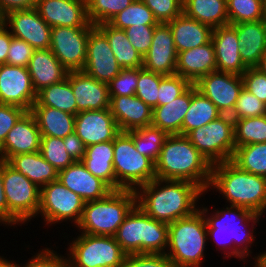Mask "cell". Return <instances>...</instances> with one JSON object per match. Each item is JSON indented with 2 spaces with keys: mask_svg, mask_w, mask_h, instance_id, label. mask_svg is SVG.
I'll return each instance as SVG.
<instances>
[{
  "mask_svg": "<svg viewBox=\"0 0 266 267\" xmlns=\"http://www.w3.org/2000/svg\"><path fill=\"white\" fill-rule=\"evenodd\" d=\"M199 210L206 221L208 241L211 239V242L213 241L218 246L216 251L220 248L218 251L221 252V256L223 254V263L224 259L228 258L229 260L232 257L243 261V264L256 259L251 248L257 239L254 231L263 222L261 220L263 216L241 207L226 204L224 208H213L210 212L208 206L205 207L204 203H200ZM246 258L250 260L246 261Z\"/></svg>",
  "mask_w": 266,
  "mask_h": 267,
  "instance_id": "obj_1",
  "label": "cell"
},
{
  "mask_svg": "<svg viewBox=\"0 0 266 267\" xmlns=\"http://www.w3.org/2000/svg\"><path fill=\"white\" fill-rule=\"evenodd\" d=\"M136 204L151 218L170 224L199 209L208 191L183 180L153 179L136 190ZM204 195V196H203Z\"/></svg>",
  "mask_w": 266,
  "mask_h": 267,
  "instance_id": "obj_2",
  "label": "cell"
},
{
  "mask_svg": "<svg viewBox=\"0 0 266 267\" xmlns=\"http://www.w3.org/2000/svg\"><path fill=\"white\" fill-rule=\"evenodd\" d=\"M211 173L212 165L186 135H169L155 162L157 179L188 181L204 192L210 185Z\"/></svg>",
  "mask_w": 266,
  "mask_h": 267,
  "instance_id": "obj_3",
  "label": "cell"
},
{
  "mask_svg": "<svg viewBox=\"0 0 266 267\" xmlns=\"http://www.w3.org/2000/svg\"><path fill=\"white\" fill-rule=\"evenodd\" d=\"M214 190L219 193V197L225 198L227 205L241 207L266 217L265 177L243 171L231 161H225L212 165L207 191Z\"/></svg>",
  "mask_w": 266,
  "mask_h": 267,
  "instance_id": "obj_4",
  "label": "cell"
},
{
  "mask_svg": "<svg viewBox=\"0 0 266 267\" xmlns=\"http://www.w3.org/2000/svg\"><path fill=\"white\" fill-rule=\"evenodd\" d=\"M206 221L198 209L192 215L168 224L165 255L172 267H202L208 244Z\"/></svg>",
  "mask_w": 266,
  "mask_h": 267,
  "instance_id": "obj_5",
  "label": "cell"
},
{
  "mask_svg": "<svg viewBox=\"0 0 266 267\" xmlns=\"http://www.w3.org/2000/svg\"><path fill=\"white\" fill-rule=\"evenodd\" d=\"M114 237L126 255L165 254L168 246V224L149 217L136 204Z\"/></svg>",
  "mask_w": 266,
  "mask_h": 267,
  "instance_id": "obj_6",
  "label": "cell"
},
{
  "mask_svg": "<svg viewBox=\"0 0 266 267\" xmlns=\"http://www.w3.org/2000/svg\"><path fill=\"white\" fill-rule=\"evenodd\" d=\"M136 205V192L112 190L105 198L85 202L77 232L114 236L127 214Z\"/></svg>",
  "mask_w": 266,
  "mask_h": 267,
  "instance_id": "obj_7",
  "label": "cell"
},
{
  "mask_svg": "<svg viewBox=\"0 0 266 267\" xmlns=\"http://www.w3.org/2000/svg\"><path fill=\"white\" fill-rule=\"evenodd\" d=\"M115 190H136L156 178L155 163L140 154L132 139V130L121 131L113 140Z\"/></svg>",
  "mask_w": 266,
  "mask_h": 267,
  "instance_id": "obj_8",
  "label": "cell"
},
{
  "mask_svg": "<svg viewBox=\"0 0 266 267\" xmlns=\"http://www.w3.org/2000/svg\"><path fill=\"white\" fill-rule=\"evenodd\" d=\"M76 235L68 241L64 254L69 267H121L126 254L114 236Z\"/></svg>",
  "mask_w": 266,
  "mask_h": 267,
  "instance_id": "obj_9",
  "label": "cell"
},
{
  "mask_svg": "<svg viewBox=\"0 0 266 267\" xmlns=\"http://www.w3.org/2000/svg\"><path fill=\"white\" fill-rule=\"evenodd\" d=\"M192 145L211 165L230 161L235 150L234 120L230 115L218 119L186 135Z\"/></svg>",
  "mask_w": 266,
  "mask_h": 267,
  "instance_id": "obj_10",
  "label": "cell"
},
{
  "mask_svg": "<svg viewBox=\"0 0 266 267\" xmlns=\"http://www.w3.org/2000/svg\"><path fill=\"white\" fill-rule=\"evenodd\" d=\"M85 201L81 196L68 190L59 180L40 188V205L37 217L47 227L70 222L77 226L84 209Z\"/></svg>",
  "mask_w": 266,
  "mask_h": 267,
  "instance_id": "obj_11",
  "label": "cell"
},
{
  "mask_svg": "<svg viewBox=\"0 0 266 267\" xmlns=\"http://www.w3.org/2000/svg\"><path fill=\"white\" fill-rule=\"evenodd\" d=\"M3 188L8 210L23 224L37 218L40 188L7 162L3 164ZM26 222V223H25Z\"/></svg>",
  "mask_w": 266,
  "mask_h": 267,
  "instance_id": "obj_12",
  "label": "cell"
},
{
  "mask_svg": "<svg viewBox=\"0 0 266 267\" xmlns=\"http://www.w3.org/2000/svg\"><path fill=\"white\" fill-rule=\"evenodd\" d=\"M94 27H52L49 49L69 71H82L87 55V40Z\"/></svg>",
  "mask_w": 266,
  "mask_h": 267,
  "instance_id": "obj_13",
  "label": "cell"
},
{
  "mask_svg": "<svg viewBox=\"0 0 266 267\" xmlns=\"http://www.w3.org/2000/svg\"><path fill=\"white\" fill-rule=\"evenodd\" d=\"M195 86L222 115H230L243 88V79L241 75L216 70L201 77Z\"/></svg>",
  "mask_w": 266,
  "mask_h": 267,
  "instance_id": "obj_14",
  "label": "cell"
},
{
  "mask_svg": "<svg viewBox=\"0 0 266 267\" xmlns=\"http://www.w3.org/2000/svg\"><path fill=\"white\" fill-rule=\"evenodd\" d=\"M2 23L13 37L24 40L35 50L49 49L51 27L35 8L11 11L2 17Z\"/></svg>",
  "mask_w": 266,
  "mask_h": 267,
  "instance_id": "obj_15",
  "label": "cell"
},
{
  "mask_svg": "<svg viewBox=\"0 0 266 267\" xmlns=\"http://www.w3.org/2000/svg\"><path fill=\"white\" fill-rule=\"evenodd\" d=\"M122 70L107 37L95 26L87 40V55L83 72L104 83L112 81Z\"/></svg>",
  "mask_w": 266,
  "mask_h": 267,
  "instance_id": "obj_16",
  "label": "cell"
},
{
  "mask_svg": "<svg viewBox=\"0 0 266 267\" xmlns=\"http://www.w3.org/2000/svg\"><path fill=\"white\" fill-rule=\"evenodd\" d=\"M36 97L27 67L0 65V103L30 111Z\"/></svg>",
  "mask_w": 266,
  "mask_h": 267,
  "instance_id": "obj_17",
  "label": "cell"
},
{
  "mask_svg": "<svg viewBox=\"0 0 266 267\" xmlns=\"http://www.w3.org/2000/svg\"><path fill=\"white\" fill-rule=\"evenodd\" d=\"M35 9L52 27H95L87 15L86 0H36Z\"/></svg>",
  "mask_w": 266,
  "mask_h": 267,
  "instance_id": "obj_18",
  "label": "cell"
},
{
  "mask_svg": "<svg viewBox=\"0 0 266 267\" xmlns=\"http://www.w3.org/2000/svg\"><path fill=\"white\" fill-rule=\"evenodd\" d=\"M74 132L86 147L105 141H113L121 132L110 108L85 110L75 115Z\"/></svg>",
  "mask_w": 266,
  "mask_h": 267,
  "instance_id": "obj_19",
  "label": "cell"
},
{
  "mask_svg": "<svg viewBox=\"0 0 266 267\" xmlns=\"http://www.w3.org/2000/svg\"><path fill=\"white\" fill-rule=\"evenodd\" d=\"M178 52L175 47L171 28L168 23L155 26L152 43L143 56V68L163 75H174Z\"/></svg>",
  "mask_w": 266,
  "mask_h": 267,
  "instance_id": "obj_20",
  "label": "cell"
},
{
  "mask_svg": "<svg viewBox=\"0 0 266 267\" xmlns=\"http://www.w3.org/2000/svg\"><path fill=\"white\" fill-rule=\"evenodd\" d=\"M41 133L35 117L26 111L8 132L0 148V158L7 161L18 154L40 151Z\"/></svg>",
  "mask_w": 266,
  "mask_h": 267,
  "instance_id": "obj_21",
  "label": "cell"
},
{
  "mask_svg": "<svg viewBox=\"0 0 266 267\" xmlns=\"http://www.w3.org/2000/svg\"><path fill=\"white\" fill-rule=\"evenodd\" d=\"M58 180L85 202L103 199L112 191L103 180L92 175L81 161H75L59 171Z\"/></svg>",
  "mask_w": 266,
  "mask_h": 267,
  "instance_id": "obj_22",
  "label": "cell"
},
{
  "mask_svg": "<svg viewBox=\"0 0 266 267\" xmlns=\"http://www.w3.org/2000/svg\"><path fill=\"white\" fill-rule=\"evenodd\" d=\"M217 71L242 75L248 67L240 57L236 26L228 24L212 30Z\"/></svg>",
  "mask_w": 266,
  "mask_h": 267,
  "instance_id": "obj_23",
  "label": "cell"
},
{
  "mask_svg": "<svg viewBox=\"0 0 266 267\" xmlns=\"http://www.w3.org/2000/svg\"><path fill=\"white\" fill-rule=\"evenodd\" d=\"M69 82L77 104V114L85 110L110 108L108 84L100 82L83 71L69 72Z\"/></svg>",
  "mask_w": 266,
  "mask_h": 267,
  "instance_id": "obj_24",
  "label": "cell"
},
{
  "mask_svg": "<svg viewBox=\"0 0 266 267\" xmlns=\"http://www.w3.org/2000/svg\"><path fill=\"white\" fill-rule=\"evenodd\" d=\"M110 98V110L120 131L151 125L153 109L136 95Z\"/></svg>",
  "mask_w": 266,
  "mask_h": 267,
  "instance_id": "obj_25",
  "label": "cell"
},
{
  "mask_svg": "<svg viewBox=\"0 0 266 267\" xmlns=\"http://www.w3.org/2000/svg\"><path fill=\"white\" fill-rule=\"evenodd\" d=\"M215 49L212 41L178 53L175 74L195 84L201 77L216 71Z\"/></svg>",
  "mask_w": 266,
  "mask_h": 267,
  "instance_id": "obj_26",
  "label": "cell"
},
{
  "mask_svg": "<svg viewBox=\"0 0 266 267\" xmlns=\"http://www.w3.org/2000/svg\"><path fill=\"white\" fill-rule=\"evenodd\" d=\"M27 69L36 93L44 87L61 82L69 72L50 49L34 50Z\"/></svg>",
  "mask_w": 266,
  "mask_h": 267,
  "instance_id": "obj_27",
  "label": "cell"
},
{
  "mask_svg": "<svg viewBox=\"0 0 266 267\" xmlns=\"http://www.w3.org/2000/svg\"><path fill=\"white\" fill-rule=\"evenodd\" d=\"M234 25L241 60L247 67H256L266 52V19Z\"/></svg>",
  "mask_w": 266,
  "mask_h": 267,
  "instance_id": "obj_28",
  "label": "cell"
},
{
  "mask_svg": "<svg viewBox=\"0 0 266 267\" xmlns=\"http://www.w3.org/2000/svg\"><path fill=\"white\" fill-rule=\"evenodd\" d=\"M168 24L178 53L204 45L211 40L213 29L184 13Z\"/></svg>",
  "mask_w": 266,
  "mask_h": 267,
  "instance_id": "obj_29",
  "label": "cell"
},
{
  "mask_svg": "<svg viewBox=\"0 0 266 267\" xmlns=\"http://www.w3.org/2000/svg\"><path fill=\"white\" fill-rule=\"evenodd\" d=\"M191 97L192 85L170 103L154 107L151 125L169 135H181L183 119L190 107Z\"/></svg>",
  "mask_w": 266,
  "mask_h": 267,
  "instance_id": "obj_30",
  "label": "cell"
},
{
  "mask_svg": "<svg viewBox=\"0 0 266 267\" xmlns=\"http://www.w3.org/2000/svg\"><path fill=\"white\" fill-rule=\"evenodd\" d=\"M6 162L39 188L58 180V171L42 157L39 151L18 154Z\"/></svg>",
  "mask_w": 266,
  "mask_h": 267,
  "instance_id": "obj_31",
  "label": "cell"
},
{
  "mask_svg": "<svg viewBox=\"0 0 266 267\" xmlns=\"http://www.w3.org/2000/svg\"><path fill=\"white\" fill-rule=\"evenodd\" d=\"M113 141H105L86 147L82 163L95 177L103 180L115 190V172L113 169Z\"/></svg>",
  "mask_w": 266,
  "mask_h": 267,
  "instance_id": "obj_32",
  "label": "cell"
},
{
  "mask_svg": "<svg viewBox=\"0 0 266 267\" xmlns=\"http://www.w3.org/2000/svg\"><path fill=\"white\" fill-rule=\"evenodd\" d=\"M30 112L35 117L41 136L65 138L74 132L75 115L50 106H32Z\"/></svg>",
  "mask_w": 266,
  "mask_h": 267,
  "instance_id": "obj_33",
  "label": "cell"
},
{
  "mask_svg": "<svg viewBox=\"0 0 266 267\" xmlns=\"http://www.w3.org/2000/svg\"><path fill=\"white\" fill-rule=\"evenodd\" d=\"M183 13L212 29L229 24L226 0H183Z\"/></svg>",
  "mask_w": 266,
  "mask_h": 267,
  "instance_id": "obj_34",
  "label": "cell"
},
{
  "mask_svg": "<svg viewBox=\"0 0 266 267\" xmlns=\"http://www.w3.org/2000/svg\"><path fill=\"white\" fill-rule=\"evenodd\" d=\"M96 27L107 37L110 48L122 68L143 66V56L132 46L123 29L114 28L109 23H102Z\"/></svg>",
  "mask_w": 266,
  "mask_h": 267,
  "instance_id": "obj_35",
  "label": "cell"
},
{
  "mask_svg": "<svg viewBox=\"0 0 266 267\" xmlns=\"http://www.w3.org/2000/svg\"><path fill=\"white\" fill-rule=\"evenodd\" d=\"M222 116L218 108L192 84L190 107L183 119L181 135L209 124Z\"/></svg>",
  "mask_w": 266,
  "mask_h": 267,
  "instance_id": "obj_36",
  "label": "cell"
},
{
  "mask_svg": "<svg viewBox=\"0 0 266 267\" xmlns=\"http://www.w3.org/2000/svg\"><path fill=\"white\" fill-rule=\"evenodd\" d=\"M33 106H50L76 115L77 104L69 82V72L67 78L61 82L44 87L38 91L36 102Z\"/></svg>",
  "mask_w": 266,
  "mask_h": 267,
  "instance_id": "obj_37",
  "label": "cell"
},
{
  "mask_svg": "<svg viewBox=\"0 0 266 267\" xmlns=\"http://www.w3.org/2000/svg\"><path fill=\"white\" fill-rule=\"evenodd\" d=\"M230 161L243 171L266 178V143L236 147Z\"/></svg>",
  "mask_w": 266,
  "mask_h": 267,
  "instance_id": "obj_38",
  "label": "cell"
},
{
  "mask_svg": "<svg viewBox=\"0 0 266 267\" xmlns=\"http://www.w3.org/2000/svg\"><path fill=\"white\" fill-rule=\"evenodd\" d=\"M168 136L167 132L153 125L132 130V139L136 150L140 154L147 156L154 163L157 161Z\"/></svg>",
  "mask_w": 266,
  "mask_h": 267,
  "instance_id": "obj_39",
  "label": "cell"
},
{
  "mask_svg": "<svg viewBox=\"0 0 266 267\" xmlns=\"http://www.w3.org/2000/svg\"><path fill=\"white\" fill-rule=\"evenodd\" d=\"M229 24L266 19V0H226Z\"/></svg>",
  "mask_w": 266,
  "mask_h": 267,
  "instance_id": "obj_40",
  "label": "cell"
},
{
  "mask_svg": "<svg viewBox=\"0 0 266 267\" xmlns=\"http://www.w3.org/2000/svg\"><path fill=\"white\" fill-rule=\"evenodd\" d=\"M114 28L126 29L130 26L157 25L153 12L141 0H134L126 9L116 14L109 22Z\"/></svg>",
  "mask_w": 266,
  "mask_h": 267,
  "instance_id": "obj_41",
  "label": "cell"
},
{
  "mask_svg": "<svg viewBox=\"0 0 266 267\" xmlns=\"http://www.w3.org/2000/svg\"><path fill=\"white\" fill-rule=\"evenodd\" d=\"M236 147L266 143V115L234 121Z\"/></svg>",
  "mask_w": 266,
  "mask_h": 267,
  "instance_id": "obj_42",
  "label": "cell"
},
{
  "mask_svg": "<svg viewBox=\"0 0 266 267\" xmlns=\"http://www.w3.org/2000/svg\"><path fill=\"white\" fill-rule=\"evenodd\" d=\"M134 0H86L87 15L91 24L108 23Z\"/></svg>",
  "mask_w": 266,
  "mask_h": 267,
  "instance_id": "obj_43",
  "label": "cell"
},
{
  "mask_svg": "<svg viewBox=\"0 0 266 267\" xmlns=\"http://www.w3.org/2000/svg\"><path fill=\"white\" fill-rule=\"evenodd\" d=\"M39 152L58 172L75 162L67 153L63 138L41 136Z\"/></svg>",
  "mask_w": 266,
  "mask_h": 267,
  "instance_id": "obj_44",
  "label": "cell"
},
{
  "mask_svg": "<svg viewBox=\"0 0 266 267\" xmlns=\"http://www.w3.org/2000/svg\"><path fill=\"white\" fill-rule=\"evenodd\" d=\"M165 75L138 68V83L135 95L152 109L158 106V93L161 79Z\"/></svg>",
  "mask_w": 266,
  "mask_h": 267,
  "instance_id": "obj_45",
  "label": "cell"
},
{
  "mask_svg": "<svg viewBox=\"0 0 266 267\" xmlns=\"http://www.w3.org/2000/svg\"><path fill=\"white\" fill-rule=\"evenodd\" d=\"M263 115H266V105L243 87L230 117L235 121Z\"/></svg>",
  "mask_w": 266,
  "mask_h": 267,
  "instance_id": "obj_46",
  "label": "cell"
},
{
  "mask_svg": "<svg viewBox=\"0 0 266 267\" xmlns=\"http://www.w3.org/2000/svg\"><path fill=\"white\" fill-rule=\"evenodd\" d=\"M192 83L180 75H165L159 85L158 106H162L182 95Z\"/></svg>",
  "mask_w": 266,
  "mask_h": 267,
  "instance_id": "obj_47",
  "label": "cell"
},
{
  "mask_svg": "<svg viewBox=\"0 0 266 267\" xmlns=\"http://www.w3.org/2000/svg\"><path fill=\"white\" fill-rule=\"evenodd\" d=\"M138 83V68H122L121 72L108 83L110 96L135 95Z\"/></svg>",
  "mask_w": 266,
  "mask_h": 267,
  "instance_id": "obj_48",
  "label": "cell"
},
{
  "mask_svg": "<svg viewBox=\"0 0 266 267\" xmlns=\"http://www.w3.org/2000/svg\"><path fill=\"white\" fill-rule=\"evenodd\" d=\"M158 23H168L183 13V0H141Z\"/></svg>",
  "mask_w": 266,
  "mask_h": 267,
  "instance_id": "obj_49",
  "label": "cell"
},
{
  "mask_svg": "<svg viewBox=\"0 0 266 267\" xmlns=\"http://www.w3.org/2000/svg\"><path fill=\"white\" fill-rule=\"evenodd\" d=\"M52 249V250H51ZM26 263H20V267H69L66 255L53 250V247L40 248Z\"/></svg>",
  "mask_w": 266,
  "mask_h": 267,
  "instance_id": "obj_50",
  "label": "cell"
},
{
  "mask_svg": "<svg viewBox=\"0 0 266 267\" xmlns=\"http://www.w3.org/2000/svg\"><path fill=\"white\" fill-rule=\"evenodd\" d=\"M156 25L130 26L124 29L132 46L144 56L150 49Z\"/></svg>",
  "mask_w": 266,
  "mask_h": 267,
  "instance_id": "obj_51",
  "label": "cell"
},
{
  "mask_svg": "<svg viewBox=\"0 0 266 267\" xmlns=\"http://www.w3.org/2000/svg\"><path fill=\"white\" fill-rule=\"evenodd\" d=\"M241 76L243 87L266 105V75L256 67H248Z\"/></svg>",
  "mask_w": 266,
  "mask_h": 267,
  "instance_id": "obj_52",
  "label": "cell"
},
{
  "mask_svg": "<svg viewBox=\"0 0 266 267\" xmlns=\"http://www.w3.org/2000/svg\"><path fill=\"white\" fill-rule=\"evenodd\" d=\"M121 267H172L165 254L140 253L126 255Z\"/></svg>",
  "mask_w": 266,
  "mask_h": 267,
  "instance_id": "obj_53",
  "label": "cell"
},
{
  "mask_svg": "<svg viewBox=\"0 0 266 267\" xmlns=\"http://www.w3.org/2000/svg\"><path fill=\"white\" fill-rule=\"evenodd\" d=\"M34 50L24 40L13 37L8 50L6 64L27 67Z\"/></svg>",
  "mask_w": 266,
  "mask_h": 267,
  "instance_id": "obj_54",
  "label": "cell"
},
{
  "mask_svg": "<svg viewBox=\"0 0 266 267\" xmlns=\"http://www.w3.org/2000/svg\"><path fill=\"white\" fill-rule=\"evenodd\" d=\"M25 112L21 107L0 103V148L8 132Z\"/></svg>",
  "mask_w": 266,
  "mask_h": 267,
  "instance_id": "obj_55",
  "label": "cell"
},
{
  "mask_svg": "<svg viewBox=\"0 0 266 267\" xmlns=\"http://www.w3.org/2000/svg\"><path fill=\"white\" fill-rule=\"evenodd\" d=\"M6 161L0 158V225L13 228L22 226V223L8 210L6 195L3 188V164ZM17 225V226H16Z\"/></svg>",
  "mask_w": 266,
  "mask_h": 267,
  "instance_id": "obj_56",
  "label": "cell"
},
{
  "mask_svg": "<svg viewBox=\"0 0 266 267\" xmlns=\"http://www.w3.org/2000/svg\"><path fill=\"white\" fill-rule=\"evenodd\" d=\"M65 149L70 157L74 161H82L85 151L86 145L84 142L78 137V135L73 132L68 134L65 138H63Z\"/></svg>",
  "mask_w": 266,
  "mask_h": 267,
  "instance_id": "obj_57",
  "label": "cell"
},
{
  "mask_svg": "<svg viewBox=\"0 0 266 267\" xmlns=\"http://www.w3.org/2000/svg\"><path fill=\"white\" fill-rule=\"evenodd\" d=\"M35 4L36 0H0V15L3 17L11 11L32 9Z\"/></svg>",
  "mask_w": 266,
  "mask_h": 267,
  "instance_id": "obj_58",
  "label": "cell"
},
{
  "mask_svg": "<svg viewBox=\"0 0 266 267\" xmlns=\"http://www.w3.org/2000/svg\"><path fill=\"white\" fill-rule=\"evenodd\" d=\"M11 35L9 29L1 22L0 23V65L6 64L7 54L10 47Z\"/></svg>",
  "mask_w": 266,
  "mask_h": 267,
  "instance_id": "obj_59",
  "label": "cell"
},
{
  "mask_svg": "<svg viewBox=\"0 0 266 267\" xmlns=\"http://www.w3.org/2000/svg\"><path fill=\"white\" fill-rule=\"evenodd\" d=\"M266 249V248H265ZM253 267H266V251L256 254V259L252 264Z\"/></svg>",
  "mask_w": 266,
  "mask_h": 267,
  "instance_id": "obj_60",
  "label": "cell"
},
{
  "mask_svg": "<svg viewBox=\"0 0 266 267\" xmlns=\"http://www.w3.org/2000/svg\"><path fill=\"white\" fill-rule=\"evenodd\" d=\"M6 259V257L0 255V267H20L17 261Z\"/></svg>",
  "mask_w": 266,
  "mask_h": 267,
  "instance_id": "obj_61",
  "label": "cell"
},
{
  "mask_svg": "<svg viewBox=\"0 0 266 267\" xmlns=\"http://www.w3.org/2000/svg\"><path fill=\"white\" fill-rule=\"evenodd\" d=\"M256 68L266 75V52L261 57V60L259 64L256 66Z\"/></svg>",
  "mask_w": 266,
  "mask_h": 267,
  "instance_id": "obj_62",
  "label": "cell"
}]
</instances>
